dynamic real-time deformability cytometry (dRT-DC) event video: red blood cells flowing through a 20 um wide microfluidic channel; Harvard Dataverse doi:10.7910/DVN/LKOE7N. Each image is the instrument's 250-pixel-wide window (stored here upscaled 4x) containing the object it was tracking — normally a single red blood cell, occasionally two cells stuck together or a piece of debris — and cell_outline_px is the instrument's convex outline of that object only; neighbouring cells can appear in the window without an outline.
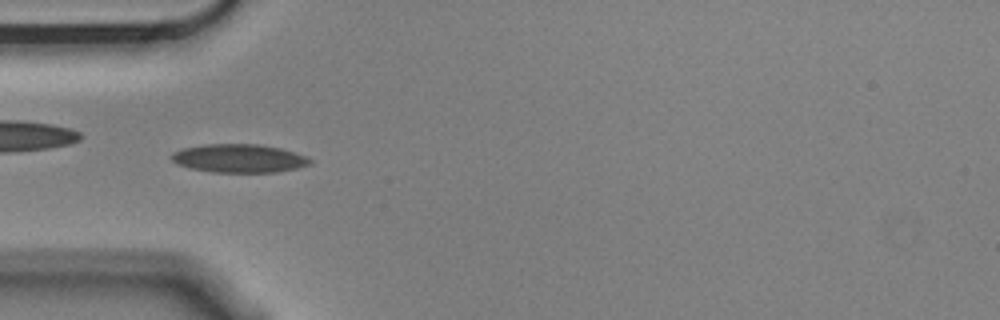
{"species": "Egyptian fruit bat (a non-hibernating species)", "species_latin": "Rousettus aegyptiacus", "temperature_condition": "cold", "stored_images_in_passage": 5, "camera_frame_rate_fps": 3000, "um_per_image_px": 0.085, "animal": {"sex": "male"}, "frame": {"image": 1, "passage_image": 4, "time_ms": 1.0, "image_size_px": [1000, 320], "cell_outline_px": [[312, 164], [296, 168], [276, 172], [212, 172], [188, 168], [176, 164], [168, 156], [172, 152], [180, 148], [204, 144], [260, 144], [280, 148], [308, 156], [312, 160]], "centroid_in_image_um": [20.27, 13.45], "position_along_channel_um": 64.7, "area_um2": 23.29}}
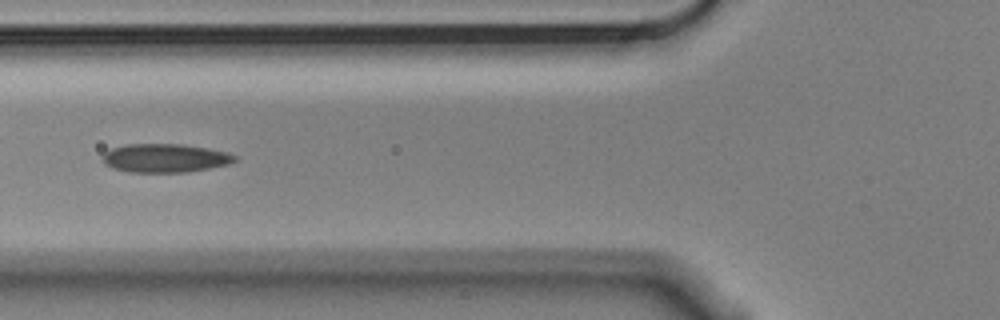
{"frame": {"image": 2, "passage_image": 5, "time_ms": 1.333, "image_size_px": [1000, 320], "cell_outline_px": [[236, 160], [228, 164], [188, 172], [128, 172], [112, 168], [104, 164], [104, 152], [112, 148], [128, 144], [180, 144], [208, 148], [228, 152], [236, 156]], "centroid_in_image_um": [14.02, 13.44], "position_along_channel_um": 111.8, "area_um2": 21.96}}